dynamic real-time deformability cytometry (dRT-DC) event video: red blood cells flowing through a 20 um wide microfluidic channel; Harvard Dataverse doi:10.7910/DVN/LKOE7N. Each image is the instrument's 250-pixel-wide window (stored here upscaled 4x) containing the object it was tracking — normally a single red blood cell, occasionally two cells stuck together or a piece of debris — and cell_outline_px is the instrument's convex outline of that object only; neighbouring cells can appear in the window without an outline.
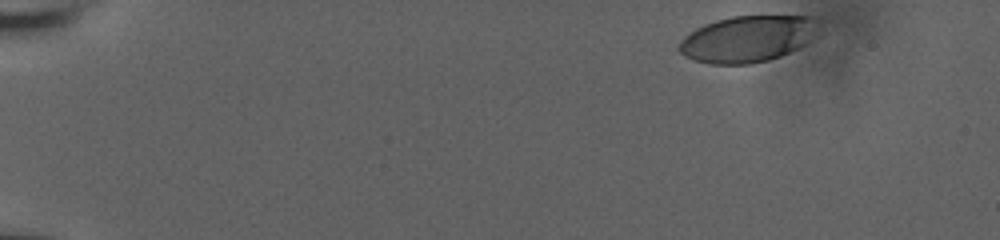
{"species": "human", "species_latin": "Homo sapiens", "temperature_condition": "room temperature", "stored_images_in_passage": 39, "camera_frame_rate_fps": 3000, "um_per_image_px": 0.085, "donor": {"sex": "male"}, "frame": {"image": 1, "passage_image": 1, "time_ms": 0.0, "image_size_px": [1000, 240], "cell_outline_px": [[812, 16], [804, 44], [780, 56], [768, 60], [748, 64], [708, 64], [684, 56], [676, 48], [680, 40], [684, 36], [696, 28], [704, 24], [716, 20], [732, 16]], "centroid_in_image_um": [63.31, 3.33], "position_along_channel_um": 21.7, "area_um2": 36.41}}
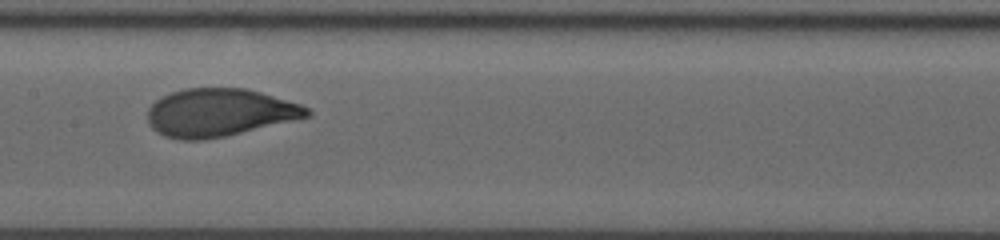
{"frame": {"image": 2, "passage_image": 22, "time_ms": 7.0, "image_size_px": [1000, 240], "cell_outline_px": [[312, 112], [308, 116], [224, 136], [204, 140], [180, 140], [164, 136], [156, 132], [152, 128], [148, 120], [148, 108], [160, 96], [184, 88], [244, 88], [260, 92], [300, 104], [308, 108]], "centroid_in_image_um": [18.58, 9.56], "position_along_channel_um": 188.8, "area_um2": 44.04}}
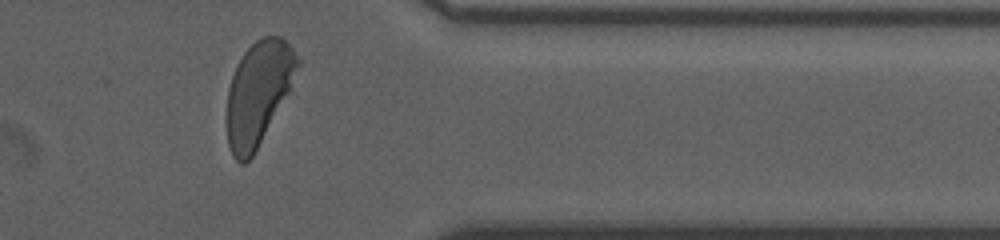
{"frame": {"image": 3, "passage_image": 37, "time_ms": 12.0, "image_size_px": [1000, 240], "cell_outline_px": [[300, 64], [292, 92], [252, 156], [244, 164], [240, 164], [232, 156], [228, 144], [224, 116], [228, 88], [232, 76], [244, 52], [256, 40], [264, 36], [280, 36], [292, 48], [300, 60]], "centroid_in_image_um": [21.97, 7.95], "position_along_channel_um": 389.4, "area_um2": 43.7}, "authors_computed_cell_mechanics": {"area_um2": 43.6968, "velocity_mm_per_s": 3.7291, "shape_relaxation_time_tau1_ms": 2.9234, "shape_relaxation_time_tau2_ms": null, "deformation_change_tau1": 0.1734, "deformation_change_tau2": null}}